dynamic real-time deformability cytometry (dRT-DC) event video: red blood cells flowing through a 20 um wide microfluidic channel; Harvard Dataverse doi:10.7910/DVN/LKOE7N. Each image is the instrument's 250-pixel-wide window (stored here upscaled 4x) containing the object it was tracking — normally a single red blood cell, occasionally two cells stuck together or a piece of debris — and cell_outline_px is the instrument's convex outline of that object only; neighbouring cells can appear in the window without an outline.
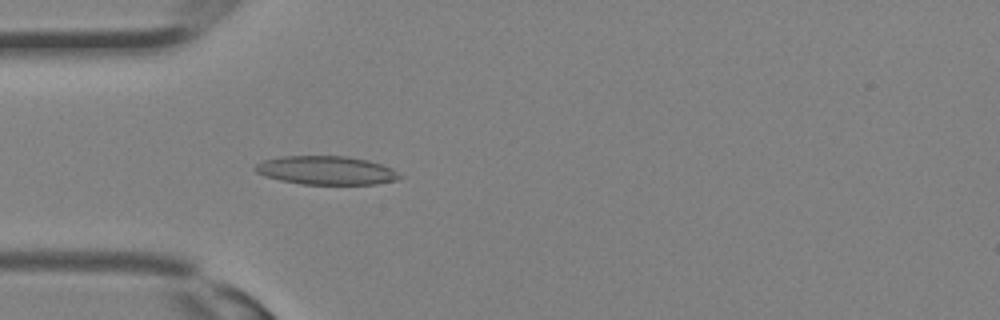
{"species": "Egyptian fruit bat (a non-hibernating species)", "species_latin": "Rousettus aegyptiacus", "temperature_condition": "room temperature", "stored_images_in_passage": 16, "camera_frame_rate_fps": 3000, "um_per_image_px": 0.085, "animal": {"sex": "female"}, "frame": {"image": 1, "passage_image": 10, "time_ms": 3.0, "image_size_px": [1000, 320], "cell_outline_px": [[404, 176], [396, 180], [376, 184], [300, 184], [280, 180], [256, 172], [252, 168], [256, 164], [264, 160], [280, 156], [348, 156], [368, 160], [392, 168]], "centroid_in_image_um": [27.74, 14.48], "position_along_channel_um": 57.3, "area_um2": 24.1}}
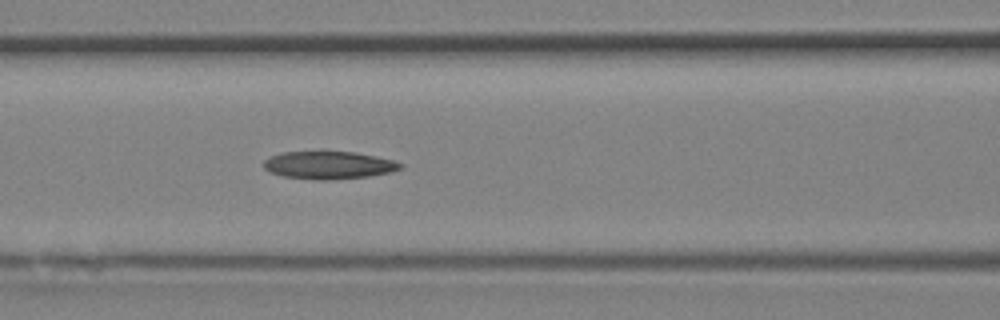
{"frame": {"image": 2, "passage_image": 14, "time_ms": 4.333, "image_size_px": [1000, 320], "cell_outline_px": [[404, 168], [392, 172], [368, 176], [328, 180], [312, 180], [284, 176], [268, 172], [264, 168], [264, 160], [272, 156], [284, 152], [352, 152], [376, 156], [392, 160], [404, 164]], "centroid_in_image_um": [27.97, 14.05], "position_along_channel_um": 138.6, "area_um2": 22.02}}
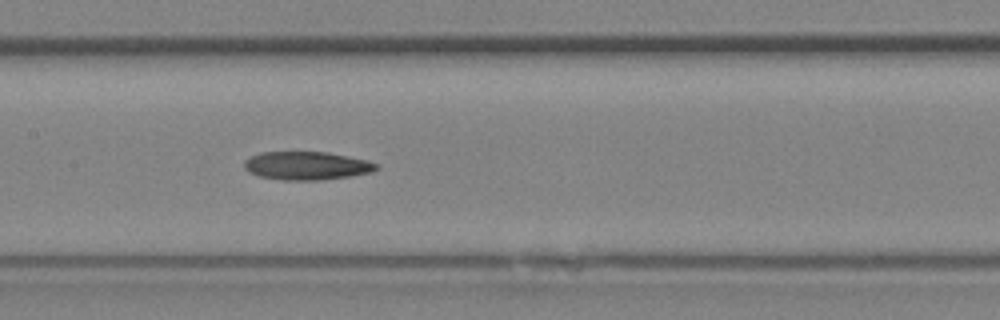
{"frame": {"image": 3, "passage_image": 16, "time_ms": 5.0, "image_size_px": [1000, 320], "cell_outline_px": [[380, 168], [372, 172], [348, 176], [320, 180], [284, 180], [260, 176], [248, 172], [244, 168], [244, 160], [260, 152], [328, 152], [368, 160], [380, 164]], "centroid_in_image_um": [26.1, 14.08], "position_along_channel_um": 181.3, "area_um2": 21.85}}